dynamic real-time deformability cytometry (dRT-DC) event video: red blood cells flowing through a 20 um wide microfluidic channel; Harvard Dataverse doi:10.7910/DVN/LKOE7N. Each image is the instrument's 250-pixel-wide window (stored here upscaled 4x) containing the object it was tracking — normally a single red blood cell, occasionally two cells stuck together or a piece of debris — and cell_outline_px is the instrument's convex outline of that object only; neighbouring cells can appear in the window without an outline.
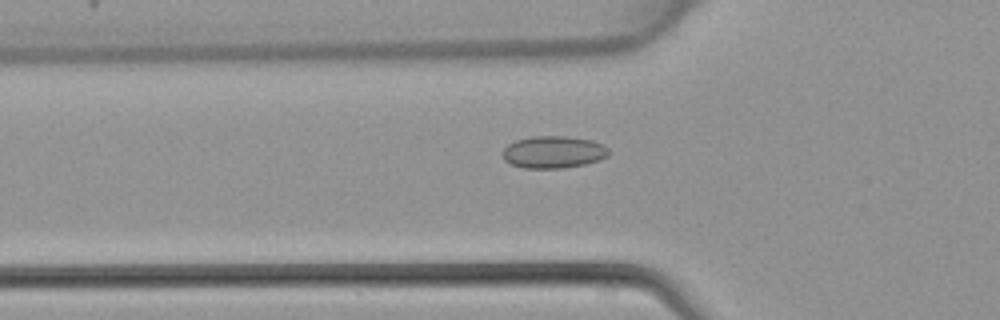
{"species": "common noctule bat (a hibernating species)", "species_latin": "Nyctalus noctula", "temperature_condition": "warm", "stored_images_in_passage": 46, "camera_frame_rate_fps": 3000, "um_per_image_px": 0.085, "animal": {"sex": "female", "body_mass_g": 22.7, "forearm_length_mm": 54.2}, "frame": {"image": 1, "passage_image": 16, "time_ms": 5.0, "image_size_px": [1000, 320], "cell_outline_px": [[608, 156], [600, 160], [584, 164], [564, 168], [524, 168], [512, 164], [504, 160], [504, 148], [508, 144], [516, 140], [532, 136], [564, 136], [592, 140], [608, 148]], "centroid_in_image_um": [47.04, 12.93], "position_along_channel_um": 78.8, "area_um2": 19.77}}
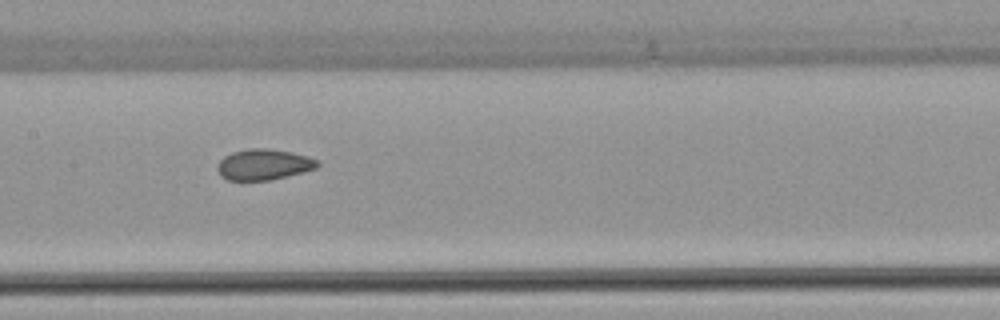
{"frame": {"image": 2, "passage_image": 23, "time_ms": 7.333, "image_size_px": [1000, 320], "cell_outline_px": [[320, 164], [316, 168], [304, 172], [272, 180], [228, 180], [220, 176], [216, 168], [220, 160], [224, 156], [232, 152], [248, 148], [268, 148], [292, 152], [308, 156], [320, 160]], "centroid_in_image_um": [22.43, 13.98], "position_along_channel_um": 185.0, "area_um2": 18.26}}
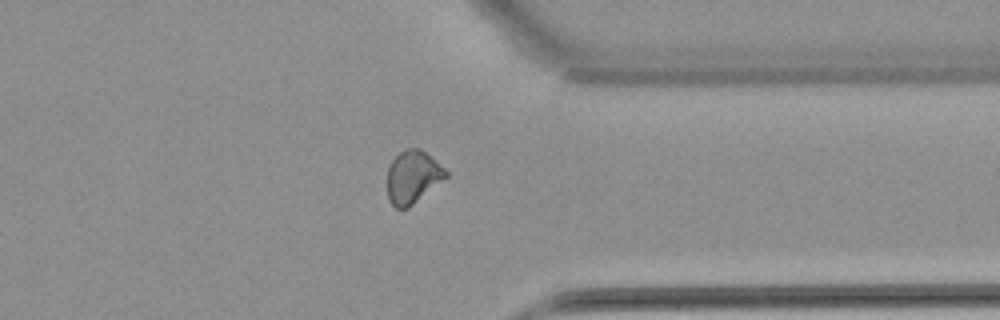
{"frame": {"image": 3, "passage_image": 36, "time_ms": 11.667, "image_size_px": [1000, 320], "cell_outline_px": [[448, 176], [408, 208], [396, 208], [388, 200], [388, 168], [392, 160], [400, 152], [408, 148], [420, 148], [444, 168], [448, 172]], "centroid_in_image_um": [35.08, 15.04], "position_along_channel_um": 376.3, "area_um2": 17.74}}